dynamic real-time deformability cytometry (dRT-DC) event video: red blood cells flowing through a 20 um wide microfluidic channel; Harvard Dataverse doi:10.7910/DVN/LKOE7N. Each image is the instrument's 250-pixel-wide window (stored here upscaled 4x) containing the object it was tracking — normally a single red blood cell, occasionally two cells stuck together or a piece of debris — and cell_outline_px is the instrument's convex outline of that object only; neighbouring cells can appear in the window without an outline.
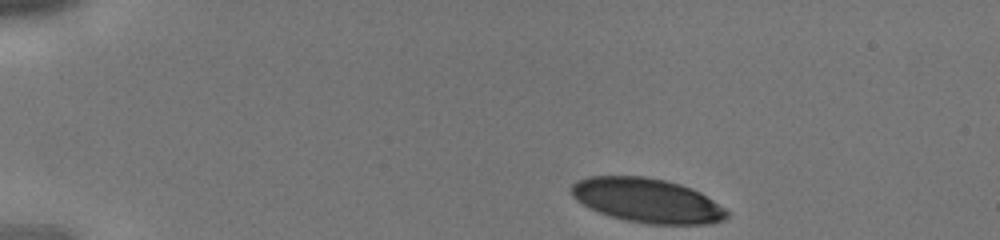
{"species": "human", "species_latin": "Homo sapiens", "temperature_condition": "cold", "stored_images_in_passage": 32, "camera_frame_rate_fps": 3000, "um_per_image_px": 0.085, "donor": {"sex": "male"}, "frame": {"image": 1, "passage_image": 1, "time_ms": 0.0, "image_size_px": [1000, 240], "cell_outline_px": [[728, 216], [724, 220], [712, 224], [648, 224], [624, 220], [600, 212], [576, 200], [572, 196], [572, 184], [576, 180], [588, 176], [644, 176], [664, 180], [680, 184], [692, 188], [700, 192], [724, 208], [728, 212]], "centroid_in_image_um": [55.02, 17.04], "position_along_channel_um": 30.0, "area_um2": 40.0}}
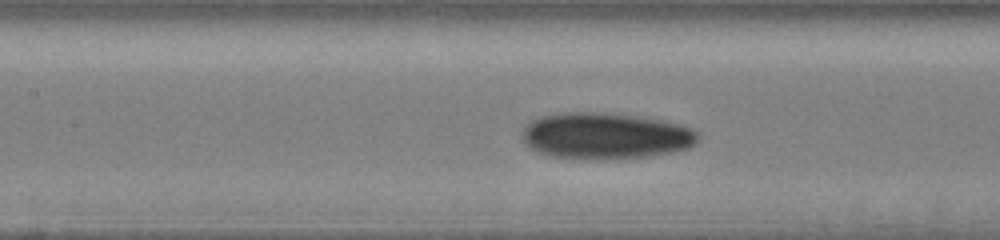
{"frame": {"image": 2, "passage_image": 14, "time_ms": 4.333, "image_size_px": [1000, 240], "cell_outline_px": [[700, 136], [696, 144], [688, 148], [672, 152], [648, 156], [592, 160], [552, 156], [528, 148], [524, 140], [524, 128], [532, 120], [540, 116], [560, 112], [604, 112], [640, 116], [660, 120], [692, 128]], "centroid_in_image_um": [51.47, 11.54], "position_along_channel_um": 155.9, "area_um2": 47.57}}
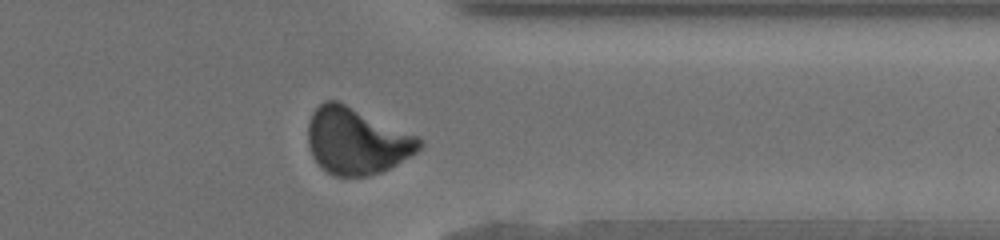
{"frame": {"image": 3, "passage_image": 28, "time_ms": 9.0, "image_size_px": [1000, 240], "cell_outline_px": [[424, 144], [412, 156], [380, 172], [368, 176], [336, 176], [320, 168], [312, 156], [308, 148], [308, 124], [312, 112], [324, 100], [336, 100], [416, 136]], "centroid_in_image_um": [30.26, 12.0], "position_along_channel_um": 381.1, "area_um2": 42.77}}